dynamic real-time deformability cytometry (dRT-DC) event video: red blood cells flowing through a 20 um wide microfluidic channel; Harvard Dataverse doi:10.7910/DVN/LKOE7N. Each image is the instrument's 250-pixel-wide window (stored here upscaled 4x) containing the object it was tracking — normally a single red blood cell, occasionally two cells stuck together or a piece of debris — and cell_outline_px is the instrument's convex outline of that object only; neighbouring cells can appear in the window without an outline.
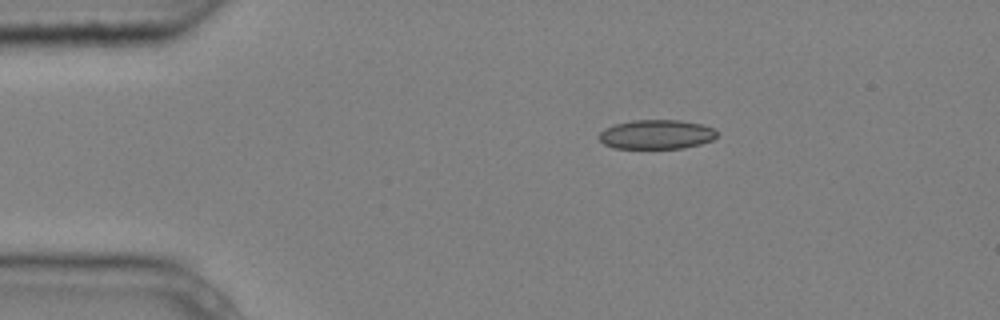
{"species": "common noctule bat (a hibernating species)", "species_latin": "Nyctalus noctula", "temperature_condition": "cold", "stored_images_in_passage": 2, "camera_frame_rate_fps": 3000, "um_per_image_px": 0.085, "animal": {"sex": "male", "body_mass_g": 20.4}, "frame": {"image": 1, "passage_image": 1, "time_ms": 0.0, "image_size_px": [1000, 320], "cell_outline_px": [[716, 136], [712, 140], [700, 144], [684, 148], [612, 148], [604, 144], [600, 140], [600, 132], [604, 128], [616, 124], [632, 120], [680, 120], [700, 124], [716, 128]], "centroid_in_image_um": [55.8, 11.42], "position_along_channel_um": 29.2, "area_um2": 20.11}}